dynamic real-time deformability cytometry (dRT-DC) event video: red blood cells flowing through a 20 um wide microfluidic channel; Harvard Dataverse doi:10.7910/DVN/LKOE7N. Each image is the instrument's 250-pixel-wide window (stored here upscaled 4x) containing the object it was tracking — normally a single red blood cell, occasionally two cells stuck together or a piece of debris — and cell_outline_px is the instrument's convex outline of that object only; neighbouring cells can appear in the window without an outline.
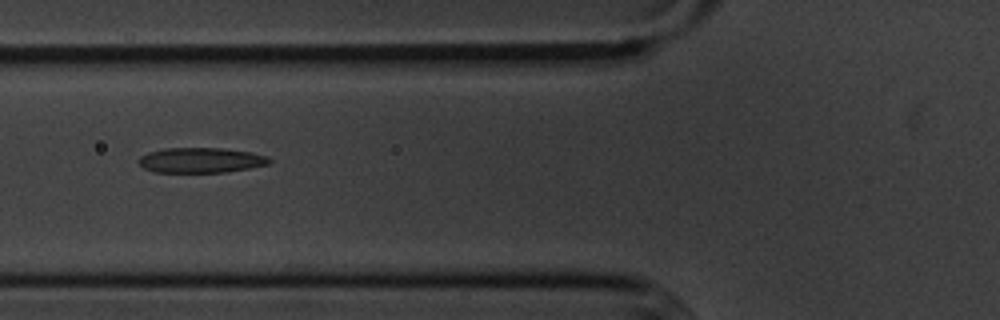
{"species": "common noctule bat (a hibernating species)", "species_latin": "Nyctalus noctula", "temperature_condition": "cold", "stored_images_in_passage": 10, "camera_frame_rate_fps": 3000, "um_per_image_px": 0.085, "animal": {"sex": "male", "body_mass_g": 20.1, "forearm_length_mm": 53.5}, "frame": {"image": 1, "passage_image": 5, "time_ms": 4.667, "image_size_px": [1000, 320], "cell_outline_px": [[272, 164], [228, 172], [156, 172], [144, 168], [136, 160], [140, 156], [148, 152], [164, 148], [220, 148], [252, 152], [268, 156], [272, 160]], "centroid_in_image_um": [17.11, 13.61], "position_along_channel_um": 108.7, "area_um2": 19.36}}
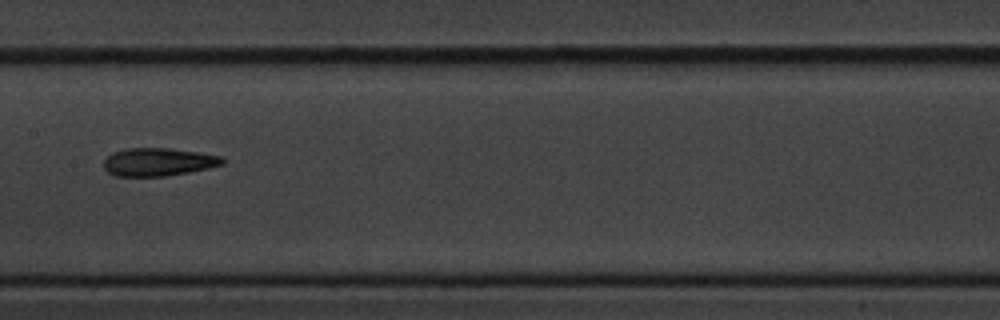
{"frame": {"image": 2, "passage_image": 7, "time_ms": 7.0, "image_size_px": [1000, 320], "cell_outline_px": [[224, 164], [208, 168], [188, 172], [164, 176], [116, 176], [108, 172], [104, 168], [104, 160], [112, 152], [124, 148], [168, 148], [200, 152], [220, 156], [224, 160]], "centroid_in_image_um": [13.43, 13.76], "position_along_channel_um": 194.0, "area_um2": 19.36}}
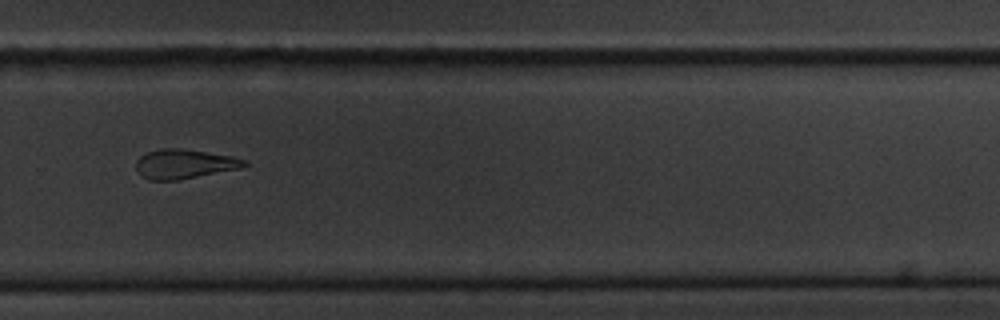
{"frame": {"image": 3, "passage_image": 10, "time_ms": 10.333, "image_size_px": [1000, 320], "cell_outline_px": [[248, 164], [240, 168], [180, 180], [148, 180], [140, 176], [136, 168], [136, 160], [140, 156], [148, 152], [164, 148], [180, 148], [232, 156], [248, 160]], "centroid_in_image_um": [15.66, 13.94], "position_along_channel_um": 314.1, "area_um2": 18.61}}